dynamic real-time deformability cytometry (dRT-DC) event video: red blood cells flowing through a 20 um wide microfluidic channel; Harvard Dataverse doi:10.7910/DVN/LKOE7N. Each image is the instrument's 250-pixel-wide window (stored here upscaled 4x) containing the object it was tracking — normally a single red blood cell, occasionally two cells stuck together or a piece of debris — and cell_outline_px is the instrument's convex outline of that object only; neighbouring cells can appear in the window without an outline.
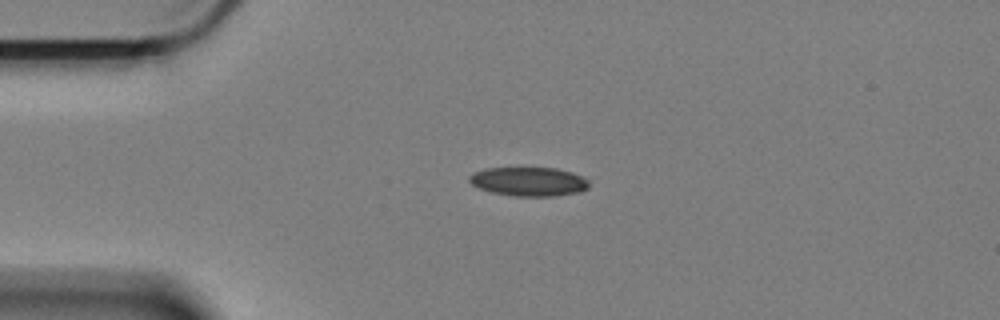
{"species": "Egyptian fruit bat (a non-hibernating species)", "species_latin": "Rousettus aegyptiacus", "temperature_condition": "cold", "stored_images_in_passage": 6, "camera_frame_rate_fps": 3000, "um_per_image_px": 0.085, "animal": {"sex": "female"}, "frame": {"image": 1, "passage_image": 1, "time_ms": 0.0, "image_size_px": [1000, 320], "cell_outline_px": [[588, 188], [580, 192], [556, 196], [516, 196], [492, 192], [480, 188], [472, 184], [468, 180], [468, 176], [472, 172], [484, 168], [556, 168], [572, 172], [588, 180]], "centroid_in_image_um": [44.93, 15.43], "position_along_channel_um": 40.1, "area_um2": 20.23}}